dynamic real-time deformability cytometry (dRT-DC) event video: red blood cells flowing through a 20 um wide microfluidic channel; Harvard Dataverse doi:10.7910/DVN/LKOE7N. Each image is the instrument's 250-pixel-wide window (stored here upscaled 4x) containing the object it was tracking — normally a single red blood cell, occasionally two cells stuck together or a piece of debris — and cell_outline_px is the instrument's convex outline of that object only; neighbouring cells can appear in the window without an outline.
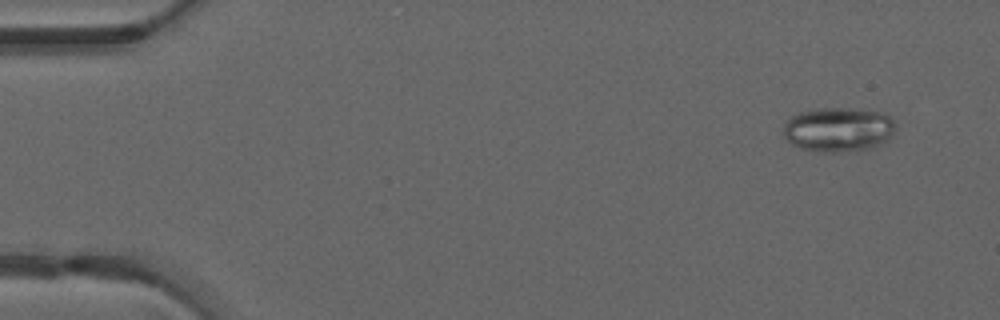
{"species": "common noctule bat (a hibernating species)", "species_latin": "Nyctalus noctula", "temperature_condition": "warm", "stored_images_in_passage": 50, "camera_frame_rate_fps": 3000, "um_per_image_px": 0.085, "animal": {"sex": "male", "forearm_length_mm": 52.5}, "frame": {"image": 1, "passage_image": 4, "time_ms": 1.0, "image_size_px": [1000, 320], "cell_outline_px": [[896, 128], [892, 136], [888, 140], [872, 148], [856, 152], [820, 152], [800, 148], [792, 144], [784, 136], [784, 124], [792, 116], [800, 112], [816, 108], [852, 108], [884, 112], [896, 124]], "centroid_in_image_um": [71.3, 11.02], "position_along_channel_um": 13.7, "area_um2": 29.54}}
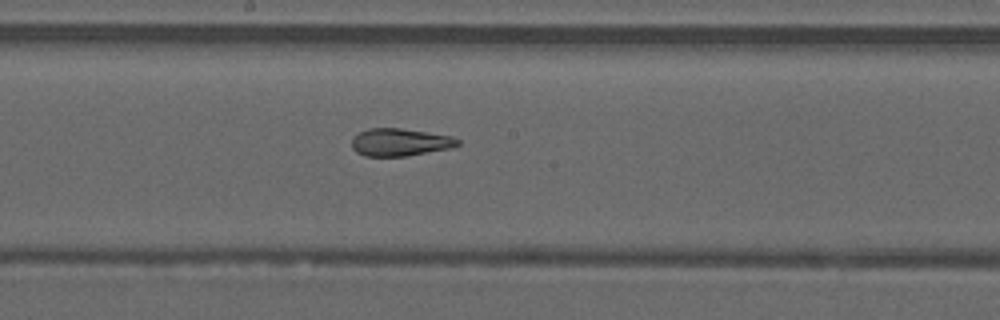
{"frame": {"image": 2, "passage_image": 27, "time_ms": 8.667, "image_size_px": [1000, 320], "cell_outline_px": [[460, 144], [452, 148], [408, 156], [364, 156], [356, 152], [352, 148], [352, 136], [368, 128], [400, 128], [452, 136], [460, 140]], "centroid_in_image_um": [34.0, 12.09], "position_along_channel_um": 214.2, "area_um2": 17.17}}
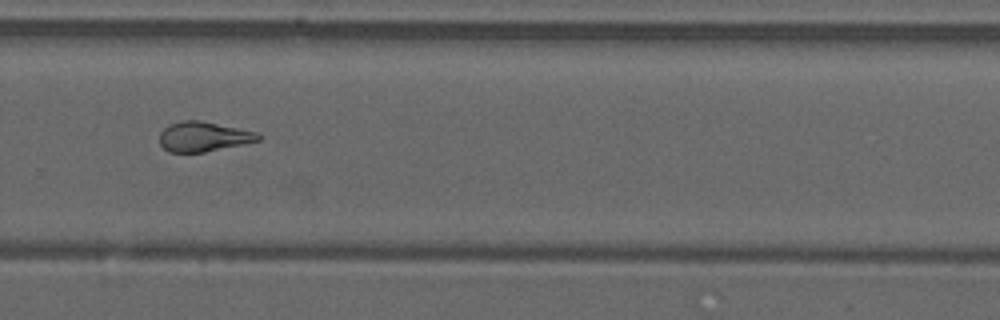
{"frame": {"image": 3, "passage_image": 34, "time_ms": 11.0, "image_size_px": [1000, 320], "cell_outline_px": [[264, 136], [260, 140], [204, 152], [168, 152], [160, 144], [160, 132], [168, 124], [184, 120], [200, 120], [260, 132]], "centroid_in_image_um": [17.32, 11.6], "position_along_channel_um": 312.5, "area_um2": 17.28}}